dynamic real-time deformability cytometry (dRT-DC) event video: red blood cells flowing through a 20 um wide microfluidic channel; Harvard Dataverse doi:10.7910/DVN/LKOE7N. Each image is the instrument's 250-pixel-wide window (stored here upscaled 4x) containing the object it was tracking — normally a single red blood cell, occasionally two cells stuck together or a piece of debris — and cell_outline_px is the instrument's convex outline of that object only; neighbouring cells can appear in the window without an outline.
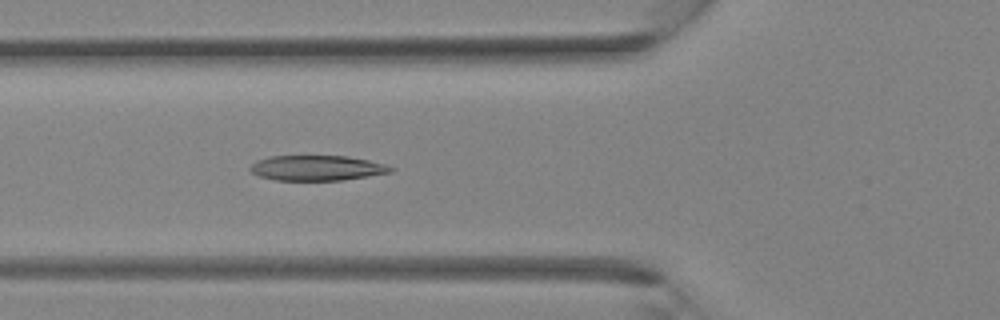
{"species": "Egyptian fruit bat (a non-hibernating species)", "species_latin": "Rousettus aegyptiacus", "temperature_condition": "room temperature", "stored_images_in_passage": 32, "camera_frame_rate_fps": 3000, "um_per_image_px": 0.085, "animal": {"sex": "female"}, "frame": {"image": 1, "passage_image": 9, "time_ms": 2.667, "image_size_px": [1000, 320], "cell_outline_px": [[396, 168], [392, 172], [368, 176], [340, 180], [276, 180], [260, 176], [252, 172], [248, 168], [256, 160], [268, 156], [348, 156], [388, 164]], "centroid_in_image_um": [26.97, 14.27], "position_along_channel_um": 98.8, "area_um2": 20.69}}
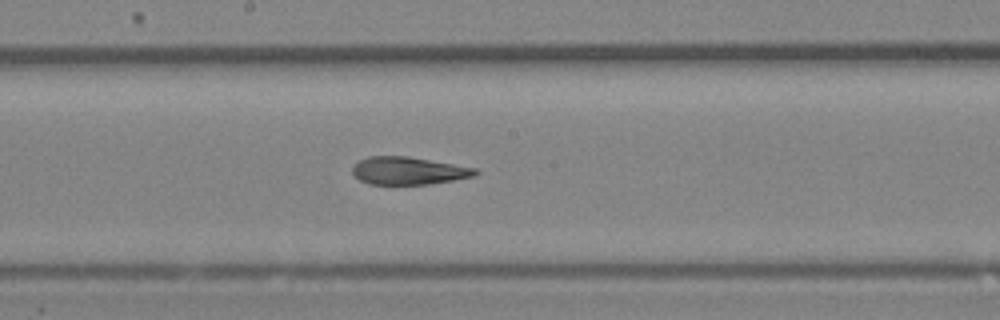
{"frame": {"image": 2, "passage_image": 15, "time_ms": 4.667, "image_size_px": [1000, 320], "cell_outline_px": [[480, 172], [476, 176], [428, 184], [368, 184], [360, 180], [352, 172], [352, 164], [368, 156], [408, 156], [476, 168]], "centroid_in_image_um": [34.7, 14.51], "position_along_channel_um": 213.5, "area_um2": 19.83}}
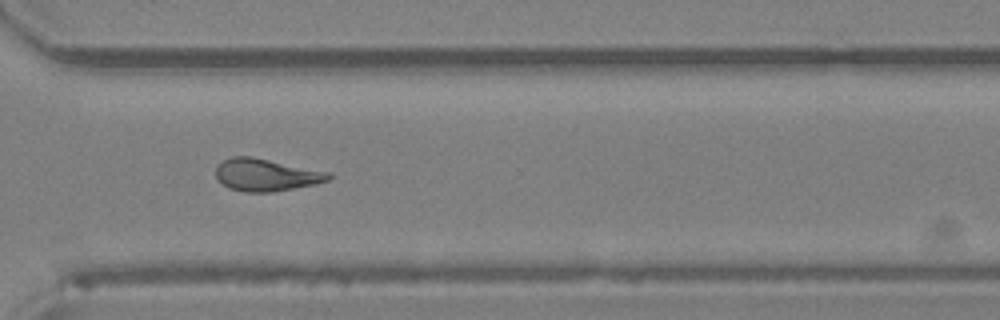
{"frame": {"image": 3, "passage_image": 22, "time_ms": 7.0, "image_size_px": [1000, 320], "cell_outline_px": [[332, 176], [328, 180], [316, 184], [272, 192], [244, 192], [228, 188], [216, 180], [216, 168], [224, 160], [232, 156], [248, 156], [332, 172]], "centroid_in_image_um": [22.62, 14.88], "position_along_channel_um": 348.0, "area_um2": 21.27}}